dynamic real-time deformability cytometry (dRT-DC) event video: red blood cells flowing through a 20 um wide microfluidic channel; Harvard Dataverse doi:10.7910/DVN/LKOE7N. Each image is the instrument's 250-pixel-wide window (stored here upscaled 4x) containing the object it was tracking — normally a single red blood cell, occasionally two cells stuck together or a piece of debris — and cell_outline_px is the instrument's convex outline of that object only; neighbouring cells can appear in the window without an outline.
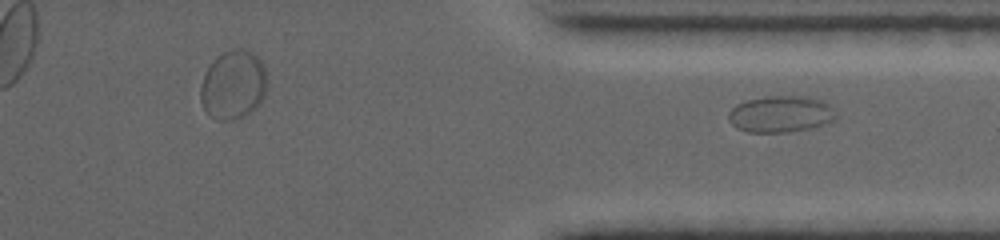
{"species": "common noctule bat (a hibernating species)", "species_latin": "Nyctalus noctula", "temperature_condition": "warm", "stored_images_in_passage": 25, "segment_of_instrument_passage": [2, 2], "camera_frame_rate_fps": 4500, "um_per_image_px": 0.085, "animal": {"sex": "female", "body_mass_g": 19.0, "forearm_length_mm": 53.3}, "frame": {"image": 1, "passage_image": 25, "time_ms": 10.444, "image_size_px": [1000, 240], "cell_outline_px": [[836, 120], [808, 128], [788, 132], [748, 132], [736, 128], [728, 120], [728, 112], [736, 104], [748, 100], [768, 96], [808, 96], [824, 100], [832, 108], [836, 116]], "centroid_in_image_um": [66.35, 9.69], "position_along_channel_um": 345.1, "area_um2": 22.89}}